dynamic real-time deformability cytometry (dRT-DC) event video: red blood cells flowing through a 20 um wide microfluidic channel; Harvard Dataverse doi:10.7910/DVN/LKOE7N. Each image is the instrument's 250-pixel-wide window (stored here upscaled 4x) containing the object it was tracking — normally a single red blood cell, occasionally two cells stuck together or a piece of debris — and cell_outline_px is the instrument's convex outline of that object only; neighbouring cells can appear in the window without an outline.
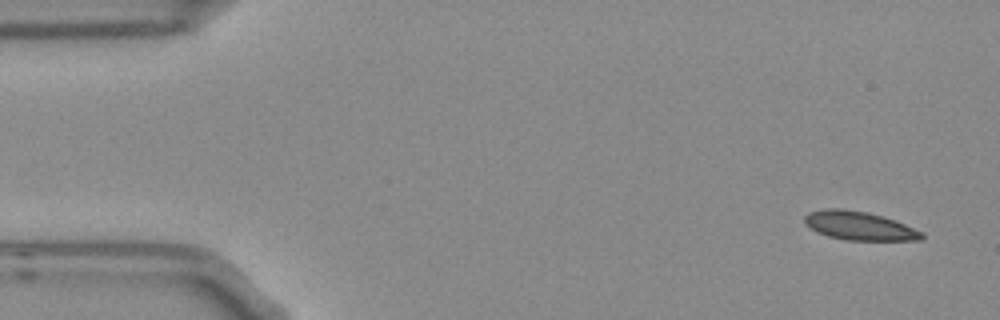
{"species": "Egyptian fruit bat (a non-hibernating species)", "species_latin": "Rousettus aegyptiacus", "temperature_condition": "room temperature", "stored_images_in_passage": 5, "camera_frame_rate_fps": 3000, "um_per_image_px": 0.085, "frame": {"image": 1, "passage_image": 1, "time_ms": 0.0, "image_size_px": [1000, 320], "cell_outline_px": [[924, 240], [848, 240], [828, 236], [816, 232], [804, 224], [804, 216], [808, 212], [824, 208], [844, 208], [868, 212], [884, 216], [896, 220], [924, 232]], "centroid_in_image_um": [73.04, 19.18], "position_along_channel_um": 12.0, "area_um2": 19.94}}
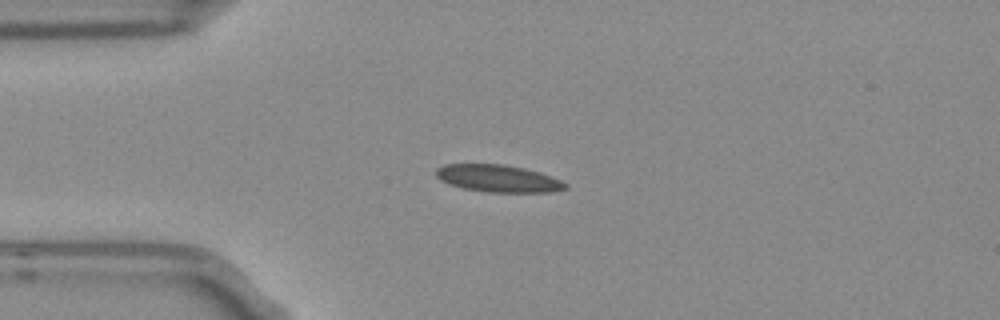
{"frame": {"image": 2, "passage_image": 4, "time_ms": 1.0, "image_size_px": [1000, 320], "cell_outline_px": [[568, 188], [552, 192], [488, 192], [464, 188], [448, 184], [440, 180], [436, 176], [436, 168], [444, 164], [504, 164], [524, 168], [540, 172], [560, 180], [568, 184]], "centroid_in_image_um": [42.34, 15.17], "position_along_channel_um": 42.7, "area_um2": 20.58}}
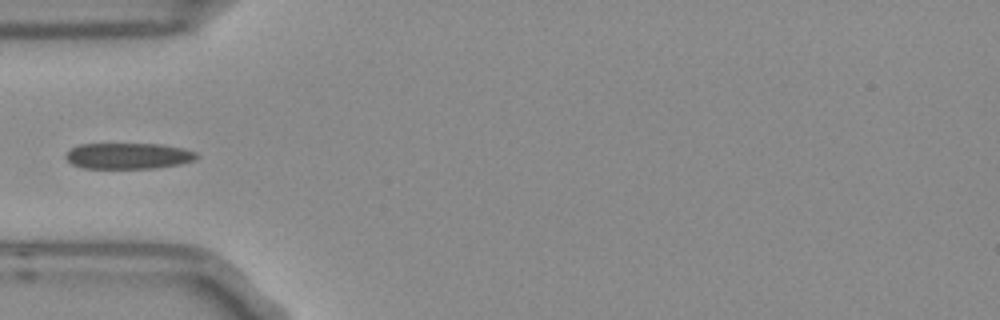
{"frame": {"image": 3, "passage_image": 5, "time_ms": 1.333, "image_size_px": [1000, 320], "cell_outline_px": [[200, 156], [196, 160], [180, 164], [156, 168], [84, 168], [72, 164], [64, 156], [72, 148], [80, 144], [164, 144], [184, 148], [196, 152]], "centroid_in_image_um": [10.97, 13.25], "position_along_channel_um": 74.0, "area_um2": 19.94}}